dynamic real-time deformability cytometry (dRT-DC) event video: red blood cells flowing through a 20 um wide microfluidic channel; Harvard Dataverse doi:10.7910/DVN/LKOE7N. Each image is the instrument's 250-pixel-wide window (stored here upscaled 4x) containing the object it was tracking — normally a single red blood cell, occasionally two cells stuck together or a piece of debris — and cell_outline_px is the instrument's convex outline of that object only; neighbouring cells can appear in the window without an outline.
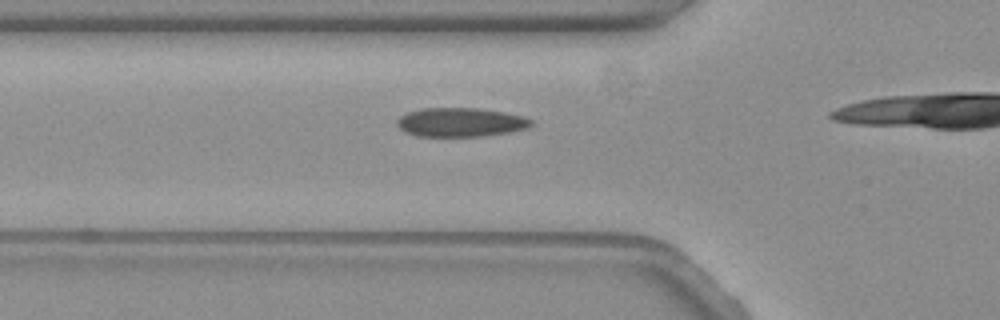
{"species": "common noctule bat (a hibernating species)", "species_latin": "Nyctalus noctula", "temperature_condition": "warm", "stored_images_in_passage": 13, "camera_frame_rate_fps": 3000, "um_per_image_px": 0.085, "animal": {"sex": "female", "body_mass_g": 19.3, "forearm_length_mm": 54.1}, "frame": {"image": 1, "passage_image": 8, "time_ms": 2.333, "image_size_px": [1000, 320], "cell_outline_px": [[532, 124], [528, 128], [508, 132], [484, 136], [416, 136], [404, 132], [396, 124], [396, 120], [400, 116], [408, 112], [420, 108], [476, 108], [504, 112], [524, 116], [532, 120]], "centroid_in_image_um": [39.12, 10.39], "position_along_channel_um": 86.7, "area_um2": 22.72}}
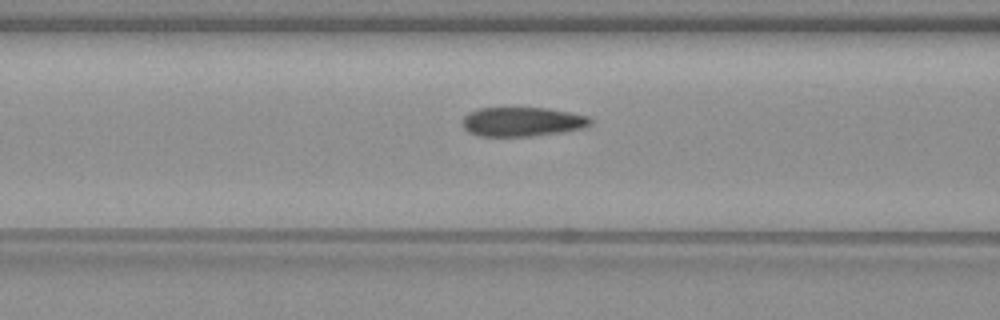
{"frame": {"image": 2, "passage_image": 11, "time_ms": 3.333, "image_size_px": [1000, 320], "cell_outline_px": [[592, 124], [584, 128], [560, 132], [532, 136], [480, 136], [468, 132], [464, 128], [464, 116], [468, 112], [480, 108], [548, 108], [572, 112], [588, 116], [592, 120]], "centroid_in_image_um": [44.42, 10.34], "position_along_channel_um": 122.2, "area_um2": 21.85}}